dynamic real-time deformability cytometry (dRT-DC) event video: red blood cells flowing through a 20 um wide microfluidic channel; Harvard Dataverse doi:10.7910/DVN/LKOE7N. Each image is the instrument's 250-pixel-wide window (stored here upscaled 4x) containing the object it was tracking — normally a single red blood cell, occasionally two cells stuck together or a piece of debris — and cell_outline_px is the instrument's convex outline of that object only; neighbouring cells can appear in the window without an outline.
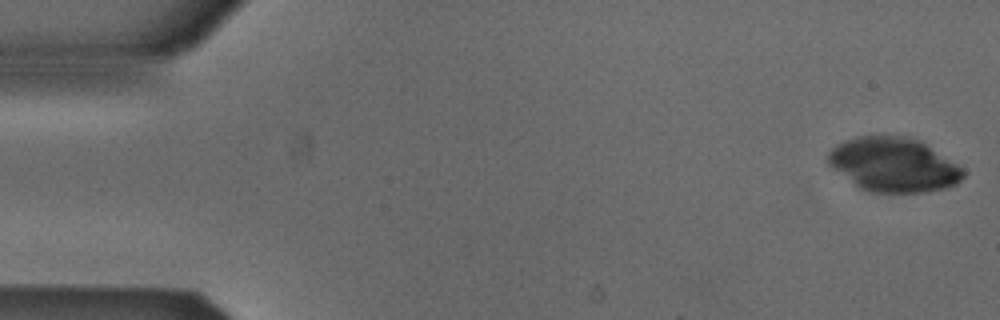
{"species": "Egyptian fruit bat (a non-hibernating species)", "species_latin": "Rousettus aegyptiacus", "temperature_condition": "cold", "stored_images_in_passage": 4, "camera_frame_rate_fps": 3000, "um_per_image_px": 0.085, "animal": {"sex": "male"}, "frame": {"image": 1, "passage_image": 1, "time_ms": 0.0, "image_size_px": [1000, 320], "cell_outline_px": [[964, 176], [956, 184], [944, 188], [920, 192], [872, 192], [860, 188], [832, 168], [828, 164], [828, 152], [836, 144], [860, 136], [900, 136], [920, 140], [956, 164], [964, 172]], "centroid_in_image_um": [75.92, 14.0], "position_along_channel_um": 9.1, "area_um2": 42.02}}